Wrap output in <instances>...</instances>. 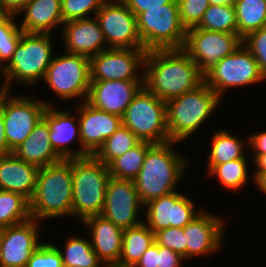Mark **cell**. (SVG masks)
<instances>
[{
	"label": "cell",
	"mask_w": 266,
	"mask_h": 267,
	"mask_svg": "<svg viewBox=\"0 0 266 267\" xmlns=\"http://www.w3.org/2000/svg\"><path fill=\"white\" fill-rule=\"evenodd\" d=\"M143 74L144 86L165 102L204 82V74L183 49L147 51Z\"/></svg>",
	"instance_id": "6da1fadb"
},
{
	"label": "cell",
	"mask_w": 266,
	"mask_h": 267,
	"mask_svg": "<svg viewBox=\"0 0 266 267\" xmlns=\"http://www.w3.org/2000/svg\"><path fill=\"white\" fill-rule=\"evenodd\" d=\"M169 141L154 144L145 156L141 170L133 180L140 202L148 201L177 191L176 187L186 171L187 159L183 158Z\"/></svg>",
	"instance_id": "7a4b0ae2"
},
{
	"label": "cell",
	"mask_w": 266,
	"mask_h": 267,
	"mask_svg": "<svg viewBox=\"0 0 266 267\" xmlns=\"http://www.w3.org/2000/svg\"><path fill=\"white\" fill-rule=\"evenodd\" d=\"M72 159L38 169L29 200L31 218L41 221L72 215Z\"/></svg>",
	"instance_id": "3957f363"
},
{
	"label": "cell",
	"mask_w": 266,
	"mask_h": 267,
	"mask_svg": "<svg viewBox=\"0 0 266 267\" xmlns=\"http://www.w3.org/2000/svg\"><path fill=\"white\" fill-rule=\"evenodd\" d=\"M220 97L203 82L195 89L166 102L169 141L181 143L197 132L220 102Z\"/></svg>",
	"instance_id": "277c9868"
},
{
	"label": "cell",
	"mask_w": 266,
	"mask_h": 267,
	"mask_svg": "<svg viewBox=\"0 0 266 267\" xmlns=\"http://www.w3.org/2000/svg\"><path fill=\"white\" fill-rule=\"evenodd\" d=\"M110 177L108 166L94 155L72 159V216L83 222L102 214Z\"/></svg>",
	"instance_id": "5b68a950"
},
{
	"label": "cell",
	"mask_w": 266,
	"mask_h": 267,
	"mask_svg": "<svg viewBox=\"0 0 266 267\" xmlns=\"http://www.w3.org/2000/svg\"><path fill=\"white\" fill-rule=\"evenodd\" d=\"M51 40V34L22 33L11 60L0 73L5 91L10 90L13 81L24 86L36 84L40 79L43 81L53 58Z\"/></svg>",
	"instance_id": "8992f818"
},
{
	"label": "cell",
	"mask_w": 266,
	"mask_h": 267,
	"mask_svg": "<svg viewBox=\"0 0 266 267\" xmlns=\"http://www.w3.org/2000/svg\"><path fill=\"white\" fill-rule=\"evenodd\" d=\"M137 30L146 51L183 49L187 30L183 26L177 0L164 8H147L137 16Z\"/></svg>",
	"instance_id": "52a82bcc"
},
{
	"label": "cell",
	"mask_w": 266,
	"mask_h": 267,
	"mask_svg": "<svg viewBox=\"0 0 266 267\" xmlns=\"http://www.w3.org/2000/svg\"><path fill=\"white\" fill-rule=\"evenodd\" d=\"M122 125L140 141L152 144L169 142L166 123V102L145 86L134 96L122 116Z\"/></svg>",
	"instance_id": "ba28073f"
},
{
	"label": "cell",
	"mask_w": 266,
	"mask_h": 267,
	"mask_svg": "<svg viewBox=\"0 0 266 267\" xmlns=\"http://www.w3.org/2000/svg\"><path fill=\"white\" fill-rule=\"evenodd\" d=\"M60 100H87L90 89V58L65 53L52 58L43 79Z\"/></svg>",
	"instance_id": "9c48e42d"
},
{
	"label": "cell",
	"mask_w": 266,
	"mask_h": 267,
	"mask_svg": "<svg viewBox=\"0 0 266 267\" xmlns=\"http://www.w3.org/2000/svg\"><path fill=\"white\" fill-rule=\"evenodd\" d=\"M266 80L253 54L242 44L204 74V82L220 97L227 89Z\"/></svg>",
	"instance_id": "30bf717a"
},
{
	"label": "cell",
	"mask_w": 266,
	"mask_h": 267,
	"mask_svg": "<svg viewBox=\"0 0 266 267\" xmlns=\"http://www.w3.org/2000/svg\"><path fill=\"white\" fill-rule=\"evenodd\" d=\"M5 91L0 97V111L5 126V137L12 153L24 142L33 128L43 118L47 106L52 103L43 99L32 100L28 96H10Z\"/></svg>",
	"instance_id": "8fae6325"
},
{
	"label": "cell",
	"mask_w": 266,
	"mask_h": 267,
	"mask_svg": "<svg viewBox=\"0 0 266 267\" xmlns=\"http://www.w3.org/2000/svg\"><path fill=\"white\" fill-rule=\"evenodd\" d=\"M242 44L243 39L238 34L194 27L187 30L183 50L205 74L222 58L235 52Z\"/></svg>",
	"instance_id": "7c38bea8"
},
{
	"label": "cell",
	"mask_w": 266,
	"mask_h": 267,
	"mask_svg": "<svg viewBox=\"0 0 266 267\" xmlns=\"http://www.w3.org/2000/svg\"><path fill=\"white\" fill-rule=\"evenodd\" d=\"M108 48H143L137 17L122 0H107L95 15Z\"/></svg>",
	"instance_id": "4fadbf2b"
},
{
	"label": "cell",
	"mask_w": 266,
	"mask_h": 267,
	"mask_svg": "<svg viewBox=\"0 0 266 267\" xmlns=\"http://www.w3.org/2000/svg\"><path fill=\"white\" fill-rule=\"evenodd\" d=\"M146 52L144 48L103 50L90 58V81L144 79L137 72L144 69Z\"/></svg>",
	"instance_id": "5bb4252c"
},
{
	"label": "cell",
	"mask_w": 266,
	"mask_h": 267,
	"mask_svg": "<svg viewBox=\"0 0 266 267\" xmlns=\"http://www.w3.org/2000/svg\"><path fill=\"white\" fill-rule=\"evenodd\" d=\"M144 205L140 202L134 181L110 177L102 216L125 230L139 226L138 211Z\"/></svg>",
	"instance_id": "9a60e30c"
},
{
	"label": "cell",
	"mask_w": 266,
	"mask_h": 267,
	"mask_svg": "<svg viewBox=\"0 0 266 267\" xmlns=\"http://www.w3.org/2000/svg\"><path fill=\"white\" fill-rule=\"evenodd\" d=\"M188 196L177 191L144 204L146 208L144 223L155 233L169 227L183 228L191 222L201 211Z\"/></svg>",
	"instance_id": "2e32d148"
},
{
	"label": "cell",
	"mask_w": 266,
	"mask_h": 267,
	"mask_svg": "<svg viewBox=\"0 0 266 267\" xmlns=\"http://www.w3.org/2000/svg\"><path fill=\"white\" fill-rule=\"evenodd\" d=\"M40 222L29 220L2 228L0 267H26L34 251L40 246Z\"/></svg>",
	"instance_id": "e0dca14e"
},
{
	"label": "cell",
	"mask_w": 266,
	"mask_h": 267,
	"mask_svg": "<svg viewBox=\"0 0 266 267\" xmlns=\"http://www.w3.org/2000/svg\"><path fill=\"white\" fill-rule=\"evenodd\" d=\"M80 124L81 157L94 155L104 141L122 126V117L94 108L87 101L77 106Z\"/></svg>",
	"instance_id": "ac0fdd59"
},
{
	"label": "cell",
	"mask_w": 266,
	"mask_h": 267,
	"mask_svg": "<svg viewBox=\"0 0 266 267\" xmlns=\"http://www.w3.org/2000/svg\"><path fill=\"white\" fill-rule=\"evenodd\" d=\"M202 212L184 226L186 259L216 252L223 242L224 219Z\"/></svg>",
	"instance_id": "d6986e66"
},
{
	"label": "cell",
	"mask_w": 266,
	"mask_h": 267,
	"mask_svg": "<svg viewBox=\"0 0 266 267\" xmlns=\"http://www.w3.org/2000/svg\"><path fill=\"white\" fill-rule=\"evenodd\" d=\"M143 86L144 79L90 81L86 101L94 108L122 117L134 96Z\"/></svg>",
	"instance_id": "ffe728a7"
},
{
	"label": "cell",
	"mask_w": 266,
	"mask_h": 267,
	"mask_svg": "<svg viewBox=\"0 0 266 267\" xmlns=\"http://www.w3.org/2000/svg\"><path fill=\"white\" fill-rule=\"evenodd\" d=\"M62 34L66 53L91 58L108 49L96 17L64 22Z\"/></svg>",
	"instance_id": "44dd1931"
},
{
	"label": "cell",
	"mask_w": 266,
	"mask_h": 267,
	"mask_svg": "<svg viewBox=\"0 0 266 267\" xmlns=\"http://www.w3.org/2000/svg\"><path fill=\"white\" fill-rule=\"evenodd\" d=\"M53 107V105L47 106L43 113V119L49 126V137L52 147L63 160L81 157V148L75 151L74 149L71 150L68 146L76 138L81 146L80 124L79 120H77L78 113H76L77 116L76 114L73 116L69 110L62 111Z\"/></svg>",
	"instance_id": "7402d4cb"
},
{
	"label": "cell",
	"mask_w": 266,
	"mask_h": 267,
	"mask_svg": "<svg viewBox=\"0 0 266 267\" xmlns=\"http://www.w3.org/2000/svg\"><path fill=\"white\" fill-rule=\"evenodd\" d=\"M83 224L91 230V246L98 259L104 266L114 267L121 255L124 230L102 215L88 217Z\"/></svg>",
	"instance_id": "603a6c76"
},
{
	"label": "cell",
	"mask_w": 266,
	"mask_h": 267,
	"mask_svg": "<svg viewBox=\"0 0 266 267\" xmlns=\"http://www.w3.org/2000/svg\"><path fill=\"white\" fill-rule=\"evenodd\" d=\"M38 167L13 153L0 156V190L22 194L30 200L35 191Z\"/></svg>",
	"instance_id": "cb8c5ba5"
},
{
	"label": "cell",
	"mask_w": 266,
	"mask_h": 267,
	"mask_svg": "<svg viewBox=\"0 0 266 267\" xmlns=\"http://www.w3.org/2000/svg\"><path fill=\"white\" fill-rule=\"evenodd\" d=\"M12 153L18 159L31 163L38 168L63 160L51 145L49 126L43 118L33 128L27 139Z\"/></svg>",
	"instance_id": "d4e9b609"
},
{
	"label": "cell",
	"mask_w": 266,
	"mask_h": 267,
	"mask_svg": "<svg viewBox=\"0 0 266 267\" xmlns=\"http://www.w3.org/2000/svg\"><path fill=\"white\" fill-rule=\"evenodd\" d=\"M21 12L24 18L20 28L25 33L51 34L55 26L64 23L61 0H30Z\"/></svg>",
	"instance_id": "484cf974"
},
{
	"label": "cell",
	"mask_w": 266,
	"mask_h": 267,
	"mask_svg": "<svg viewBox=\"0 0 266 267\" xmlns=\"http://www.w3.org/2000/svg\"><path fill=\"white\" fill-rule=\"evenodd\" d=\"M154 232L143 222L123 231L122 251L114 267H134L152 243Z\"/></svg>",
	"instance_id": "4316f807"
},
{
	"label": "cell",
	"mask_w": 266,
	"mask_h": 267,
	"mask_svg": "<svg viewBox=\"0 0 266 267\" xmlns=\"http://www.w3.org/2000/svg\"><path fill=\"white\" fill-rule=\"evenodd\" d=\"M229 132L226 130L216 131L212 139H210L212 142L211 151L208 154V172L217 164L230 162L246 156L244 154L245 142Z\"/></svg>",
	"instance_id": "83f0119b"
},
{
	"label": "cell",
	"mask_w": 266,
	"mask_h": 267,
	"mask_svg": "<svg viewBox=\"0 0 266 267\" xmlns=\"http://www.w3.org/2000/svg\"><path fill=\"white\" fill-rule=\"evenodd\" d=\"M238 35L243 39L249 33L266 27V0H235Z\"/></svg>",
	"instance_id": "f1b7e54d"
},
{
	"label": "cell",
	"mask_w": 266,
	"mask_h": 267,
	"mask_svg": "<svg viewBox=\"0 0 266 267\" xmlns=\"http://www.w3.org/2000/svg\"><path fill=\"white\" fill-rule=\"evenodd\" d=\"M153 145L140 141L136 146L115 158L108 165L111 177L133 181L141 170L147 151Z\"/></svg>",
	"instance_id": "f546056e"
},
{
	"label": "cell",
	"mask_w": 266,
	"mask_h": 267,
	"mask_svg": "<svg viewBox=\"0 0 266 267\" xmlns=\"http://www.w3.org/2000/svg\"><path fill=\"white\" fill-rule=\"evenodd\" d=\"M56 247L61 253L63 266L106 267L101 265L89 239L71 236L65 242L64 251L60 246Z\"/></svg>",
	"instance_id": "4dcf8cb0"
},
{
	"label": "cell",
	"mask_w": 266,
	"mask_h": 267,
	"mask_svg": "<svg viewBox=\"0 0 266 267\" xmlns=\"http://www.w3.org/2000/svg\"><path fill=\"white\" fill-rule=\"evenodd\" d=\"M30 218L27 198L16 192L0 190V228L22 223Z\"/></svg>",
	"instance_id": "1f68e13d"
},
{
	"label": "cell",
	"mask_w": 266,
	"mask_h": 267,
	"mask_svg": "<svg viewBox=\"0 0 266 267\" xmlns=\"http://www.w3.org/2000/svg\"><path fill=\"white\" fill-rule=\"evenodd\" d=\"M196 27L208 31L238 34L234 4H210L203 14L200 23Z\"/></svg>",
	"instance_id": "d6a6232c"
},
{
	"label": "cell",
	"mask_w": 266,
	"mask_h": 267,
	"mask_svg": "<svg viewBox=\"0 0 266 267\" xmlns=\"http://www.w3.org/2000/svg\"><path fill=\"white\" fill-rule=\"evenodd\" d=\"M140 140L124 125L107 138L94 156L108 166L115 158L136 146Z\"/></svg>",
	"instance_id": "836d02e7"
},
{
	"label": "cell",
	"mask_w": 266,
	"mask_h": 267,
	"mask_svg": "<svg viewBox=\"0 0 266 267\" xmlns=\"http://www.w3.org/2000/svg\"><path fill=\"white\" fill-rule=\"evenodd\" d=\"M248 160L246 156L230 162L215 165L209 172V175L215 176L223 187L234 190H240L248 182Z\"/></svg>",
	"instance_id": "e575fe53"
},
{
	"label": "cell",
	"mask_w": 266,
	"mask_h": 267,
	"mask_svg": "<svg viewBox=\"0 0 266 267\" xmlns=\"http://www.w3.org/2000/svg\"><path fill=\"white\" fill-rule=\"evenodd\" d=\"M14 18L15 15H7L0 21V71L4 67L2 64L11 60L23 33Z\"/></svg>",
	"instance_id": "d590c367"
},
{
	"label": "cell",
	"mask_w": 266,
	"mask_h": 267,
	"mask_svg": "<svg viewBox=\"0 0 266 267\" xmlns=\"http://www.w3.org/2000/svg\"><path fill=\"white\" fill-rule=\"evenodd\" d=\"M107 0H61L63 22L90 18L104 5Z\"/></svg>",
	"instance_id": "8d00e7d4"
},
{
	"label": "cell",
	"mask_w": 266,
	"mask_h": 267,
	"mask_svg": "<svg viewBox=\"0 0 266 267\" xmlns=\"http://www.w3.org/2000/svg\"><path fill=\"white\" fill-rule=\"evenodd\" d=\"M179 15L186 30L196 27L209 7V0H177Z\"/></svg>",
	"instance_id": "74e56055"
},
{
	"label": "cell",
	"mask_w": 266,
	"mask_h": 267,
	"mask_svg": "<svg viewBox=\"0 0 266 267\" xmlns=\"http://www.w3.org/2000/svg\"><path fill=\"white\" fill-rule=\"evenodd\" d=\"M26 267H63L61 253L53 243L41 242Z\"/></svg>",
	"instance_id": "f35d334b"
},
{
	"label": "cell",
	"mask_w": 266,
	"mask_h": 267,
	"mask_svg": "<svg viewBox=\"0 0 266 267\" xmlns=\"http://www.w3.org/2000/svg\"><path fill=\"white\" fill-rule=\"evenodd\" d=\"M155 242L169 248L181 255L186 260V244L184 227H169L154 233Z\"/></svg>",
	"instance_id": "ab89813d"
},
{
	"label": "cell",
	"mask_w": 266,
	"mask_h": 267,
	"mask_svg": "<svg viewBox=\"0 0 266 267\" xmlns=\"http://www.w3.org/2000/svg\"><path fill=\"white\" fill-rule=\"evenodd\" d=\"M243 45L253 54L266 78V27L249 33L243 38Z\"/></svg>",
	"instance_id": "60d3db41"
},
{
	"label": "cell",
	"mask_w": 266,
	"mask_h": 267,
	"mask_svg": "<svg viewBox=\"0 0 266 267\" xmlns=\"http://www.w3.org/2000/svg\"><path fill=\"white\" fill-rule=\"evenodd\" d=\"M128 9H130L136 17L147 8H164V5L171 3L173 0H122Z\"/></svg>",
	"instance_id": "b9f144b4"
},
{
	"label": "cell",
	"mask_w": 266,
	"mask_h": 267,
	"mask_svg": "<svg viewBox=\"0 0 266 267\" xmlns=\"http://www.w3.org/2000/svg\"><path fill=\"white\" fill-rule=\"evenodd\" d=\"M185 259L169 248L158 245V266L157 267H181Z\"/></svg>",
	"instance_id": "7bdbcfd3"
},
{
	"label": "cell",
	"mask_w": 266,
	"mask_h": 267,
	"mask_svg": "<svg viewBox=\"0 0 266 267\" xmlns=\"http://www.w3.org/2000/svg\"><path fill=\"white\" fill-rule=\"evenodd\" d=\"M158 266V244L152 243L134 267H157Z\"/></svg>",
	"instance_id": "ee69618b"
},
{
	"label": "cell",
	"mask_w": 266,
	"mask_h": 267,
	"mask_svg": "<svg viewBox=\"0 0 266 267\" xmlns=\"http://www.w3.org/2000/svg\"><path fill=\"white\" fill-rule=\"evenodd\" d=\"M248 146L255 152L253 156H260L266 154V130L262 132H256L247 138Z\"/></svg>",
	"instance_id": "f6af8a7d"
},
{
	"label": "cell",
	"mask_w": 266,
	"mask_h": 267,
	"mask_svg": "<svg viewBox=\"0 0 266 267\" xmlns=\"http://www.w3.org/2000/svg\"><path fill=\"white\" fill-rule=\"evenodd\" d=\"M30 0H0V5L7 15L17 16Z\"/></svg>",
	"instance_id": "bcb514c9"
},
{
	"label": "cell",
	"mask_w": 266,
	"mask_h": 267,
	"mask_svg": "<svg viewBox=\"0 0 266 267\" xmlns=\"http://www.w3.org/2000/svg\"><path fill=\"white\" fill-rule=\"evenodd\" d=\"M9 147L7 144V140L5 137V126L3 122V116L0 111V156L10 154Z\"/></svg>",
	"instance_id": "7dc6e473"
},
{
	"label": "cell",
	"mask_w": 266,
	"mask_h": 267,
	"mask_svg": "<svg viewBox=\"0 0 266 267\" xmlns=\"http://www.w3.org/2000/svg\"><path fill=\"white\" fill-rule=\"evenodd\" d=\"M252 176L255 185L266 195V171H254Z\"/></svg>",
	"instance_id": "c3c4849f"
},
{
	"label": "cell",
	"mask_w": 266,
	"mask_h": 267,
	"mask_svg": "<svg viewBox=\"0 0 266 267\" xmlns=\"http://www.w3.org/2000/svg\"><path fill=\"white\" fill-rule=\"evenodd\" d=\"M253 165H255L256 170L254 171H266V154H261L260 156H252Z\"/></svg>",
	"instance_id": "681fc988"
},
{
	"label": "cell",
	"mask_w": 266,
	"mask_h": 267,
	"mask_svg": "<svg viewBox=\"0 0 266 267\" xmlns=\"http://www.w3.org/2000/svg\"><path fill=\"white\" fill-rule=\"evenodd\" d=\"M235 0H209V4L213 5H230L234 4Z\"/></svg>",
	"instance_id": "f907efd6"
},
{
	"label": "cell",
	"mask_w": 266,
	"mask_h": 267,
	"mask_svg": "<svg viewBox=\"0 0 266 267\" xmlns=\"http://www.w3.org/2000/svg\"><path fill=\"white\" fill-rule=\"evenodd\" d=\"M7 16V14L3 11L1 5H0V21L4 19Z\"/></svg>",
	"instance_id": "816d5d0a"
},
{
	"label": "cell",
	"mask_w": 266,
	"mask_h": 267,
	"mask_svg": "<svg viewBox=\"0 0 266 267\" xmlns=\"http://www.w3.org/2000/svg\"><path fill=\"white\" fill-rule=\"evenodd\" d=\"M4 92H5L4 86L1 85V86H0V97H1V95H2Z\"/></svg>",
	"instance_id": "f5cc1de1"
},
{
	"label": "cell",
	"mask_w": 266,
	"mask_h": 267,
	"mask_svg": "<svg viewBox=\"0 0 266 267\" xmlns=\"http://www.w3.org/2000/svg\"><path fill=\"white\" fill-rule=\"evenodd\" d=\"M1 238H2V228H0V244H1Z\"/></svg>",
	"instance_id": "db71d44e"
},
{
	"label": "cell",
	"mask_w": 266,
	"mask_h": 267,
	"mask_svg": "<svg viewBox=\"0 0 266 267\" xmlns=\"http://www.w3.org/2000/svg\"><path fill=\"white\" fill-rule=\"evenodd\" d=\"M63 267H82V266H63Z\"/></svg>",
	"instance_id": "11a10c76"
}]
</instances>
